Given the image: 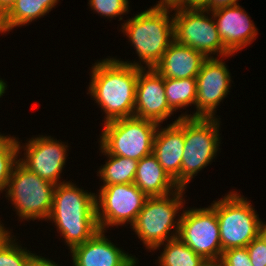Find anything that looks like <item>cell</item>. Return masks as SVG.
Returning a JSON list of instances; mask_svg holds the SVG:
<instances>
[{"mask_svg": "<svg viewBox=\"0 0 266 266\" xmlns=\"http://www.w3.org/2000/svg\"><path fill=\"white\" fill-rule=\"evenodd\" d=\"M141 62L115 58L95 63L91 70L89 94L105 112V121L134 116L136 85Z\"/></svg>", "mask_w": 266, "mask_h": 266, "instance_id": "6da1fadb", "label": "cell"}, {"mask_svg": "<svg viewBox=\"0 0 266 266\" xmlns=\"http://www.w3.org/2000/svg\"><path fill=\"white\" fill-rule=\"evenodd\" d=\"M48 220L54 221L70 250L83 244L99 230L95 193L71 182L56 185Z\"/></svg>", "mask_w": 266, "mask_h": 266, "instance_id": "7a4b0ae2", "label": "cell"}, {"mask_svg": "<svg viewBox=\"0 0 266 266\" xmlns=\"http://www.w3.org/2000/svg\"><path fill=\"white\" fill-rule=\"evenodd\" d=\"M172 9L168 4L157 5L136 14L123 23V33L128 36L145 68H154L174 41Z\"/></svg>", "mask_w": 266, "mask_h": 266, "instance_id": "3957f363", "label": "cell"}, {"mask_svg": "<svg viewBox=\"0 0 266 266\" xmlns=\"http://www.w3.org/2000/svg\"><path fill=\"white\" fill-rule=\"evenodd\" d=\"M184 190L180 188L169 195L148 197L145 200L142 210L131 226L147 249L156 250L164 245V242L178 237L180 219H174L178 210L183 207ZM174 227L175 233L170 236V230Z\"/></svg>", "mask_w": 266, "mask_h": 266, "instance_id": "277c9868", "label": "cell"}, {"mask_svg": "<svg viewBox=\"0 0 266 266\" xmlns=\"http://www.w3.org/2000/svg\"><path fill=\"white\" fill-rule=\"evenodd\" d=\"M159 124L136 116L104 122L100 147L107 154L139 161L153 153L154 137Z\"/></svg>", "mask_w": 266, "mask_h": 266, "instance_id": "5b68a950", "label": "cell"}, {"mask_svg": "<svg viewBox=\"0 0 266 266\" xmlns=\"http://www.w3.org/2000/svg\"><path fill=\"white\" fill-rule=\"evenodd\" d=\"M211 207L216 211L223 251L246 247L259 236L261 220L247 198L233 191Z\"/></svg>", "mask_w": 266, "mask_h": 266, "instance_id": "8992f818", "label": "cell"}, {"mask_svg": "<svg viewBox=\"0 0 266 266\" xmlns=\"http://www.w3.org/2000/svg\"><path fill=\"white\" fill-rule=\"evenodd\" d=\"M55 187L18 161L11 172L6 195L20 219L46 220L51 213Z\"/></svg>", "mask_w": 266, "mask_h": 266, "instance_id": "52a82bcc", "label": "cell"}, {"mask_svg": "<svg viewBox=\"0 0 266 266\" xmlns=\"http://www.w3.org/2000/svg\"><path fill=\"white\" fill-rule=\"evenodd\" d=\"M219 124L217 118L184 117L181 188L186 189L190 179L216 156L221 140Z\"/></svg>", "mask_w": 266, "mask_h": 266, "instance_id": "ba28073f", "label": "cell"}, {"mask_svg": "<svg viewBox=\"0 0 266 266\" xmlns=\"http://www.w3.org/2000/svg\"><path fill=\"white\" fill-rule=\"evenodd\" d=\"M173 16L174 40L202 53L206 58L211 54L227 57L232 55L223 45L215 19L208 17L211 13L205 9L176 10ZM219 54V55H218ZM210 55V56H209Z\"/></svg>", "mask_w": 266, "mask_h": 266, "instance_id": "9c48e42d", "label": "cell"}, {"mask_svg": "<svg viewBox=\"0 0 266 266\" xmlns=\"http://www.w3.org/2000/svg\"><path fill=\"white\" fill-rule=\"evenodd\" d=\"M99 192L96 195V220L102 231L105 227L127 222L131 226L148 198L134 183L102 186Z\"/></svg>", "mask_w": 266, "mask_h": 266, "instance_id": "30bf717a", "label": "cell"}, {"mask_svg": "<svg viewBox=\"0 0 266 266\" xmlns=\"http://www.w3.org/2000/svg\"><path fill=\"white\" fill-rule=\"evenodd\" d=\"M178 238L205 260H219L222 245L216 211L211 207L184 210Z\"/></svg>", "mask_w": 266, "mask_h": 266, "instance_id": "8fae6325", "label": "cell"}, {"mask_svg": "<svg viewBox=\"0 0 266 266\" xmlns=\"http://www.w3.org/2000/svg\"><path fill=\"white\" fill-rule=\"evenodd\" d=\"M231 74L224 62L216 58H207L196 77V112L181 117L215 118V109L227 96L231 83Z\"/></svg>", "mask_w": 266, "mask_h": 266, "instance_id": "7c38bea8", "label": "cell"}, {"mask_svg": "<svg viewBox=\"0 0 266 266\" xmlns=\"http://www.w3.org/2000/svg\"><path fill=\"white\" fill-rule=\"evenodd\" d=\"M25 146L26 159H18L24 167L54 185L65 183L58 179L67 159V145L42 135L32 138Z\"/></svg>", "mask_w": 266, "mask_h": 266, "instance_id": "4fadbf2b", "label": "cell"}, {"mask_svg": "<svg viewBox=\"0 0 266 266\" xmlns=\"http://www.w3.org/2000/svg\"><path fill=\"white\" fill-rule=\"evenodd\" d=\"M167 103L164 78L154 69L139 67L134 116L160 125L173 114Z\"/></svg>", "mask_w": 266, "mask_h": 266, "instance_id": "5bb4252c", "label": "cell"}, {"mask_svg": "<svg viewBox=\"0 0 266 266\" xmlns=\"http://www.w3.org/2000/svg\"><path fill=\"white\" fill-rule=\"evenodd\" d=\"M211 13L223 45L232 55L245 48L257 36V28L238 4L219 8Z\"/></svg>", "mask_w": 266, "mask_h": 266, "instance_id": "9a60e30c", "label": "cell"}, {"mask_svg": "<svg viewBox=\"0 0 266 266\" xmlns=\"http://www.w3.org/2000/svg\"><path fill=\"white\" fill-rule=\"evenodd\" d=\"M98 230L83 244L71 249L74 266H136L137 259L116 247Z\"/></svg>", "mask_w": 266, "mask_h": 266, "instance_id": "2e32d148", "label": "cell"}, {"mask_svg": "<svg viewBox=\"0 0 266 266\" xmlns=\"http://www.w3.org/2000/svg\"><path fill=\"white\" fill-rule=\"evenodd\" d=\"M157 128L153 154L166 173L181 188V163L184 149V117L179 116L167 128ZM160 130V131H159Z\"/></svg>", "mask_w": 266, "mask_h": 266, "instance_id": "e0dca14e", "label": "cell"}, {"mask_svg": "<svg viewBox=\"0 0 266 266\" xmlns=\"http://www.w3.org/2000/svg\"><path fill=\"white\" fill-rule=\"evenodd\" d=\"M207 58L189 46L177 43L175 40L162 55L154 69L163 78H196L203 62Z\"/></svg>", "mask_w": 266, "mask_h": 266, "instance_id": "ac0fdd59", "label": "cell"}, {"mask_svg": "<svg viewBox=\"0 0 266 266\" xmlns=\"http://www.w3.org/2000/svg\"><path fill=\"white\" fill-rule=\"evenodd\" d=\"M134 184L147 197L165 196L180 189L153 153L138 161Z\"/></svg>", "mask_w": 266, "mask_h": 266, "instance_id": "d6986e66", "label": "cell"}, {"mask_svg": "<svg viewBox=\"0 0 266 266\" xmlns=\"http://www.w3.org/2000/svg\"><path fill=\"white\" fill-rule=\"evenodd\" d=\"M59 0H16L0 18V33L24 26L51 11Z\"/></svg>", "mask_w": 266, "mask_h": 266, "instance_id": "ffe728a7", "label": "cell"}, {"mask_svg": "<svg viewBox=\"0 0 266 266\" xmlns=\"http://www.w3.org/2000/svg\"><path fill=\"white\" fill-rule=\"evenodd\" d=\"M101 151L104 155H108V161L99 170L103 186L114 184H127L134 183L138 161L130 158L121 157L118 155L107 154L102 148Z\"/></svg>", "mask_w": 266, "mask_h": 266, "instance_id": "44dd1931", "label": "cell"}, {"mask_svg": "<svg viewBox=\"0 0 266 266\" xmlns=\"http://www.w3.org/2000/svg\"><path fill=\"white\" fill-rule=\"evenodd\" d=\"M164 88L169 107L176 111L189 104H194L197 97L196 78H164Z\"/></svg>", "mask_w": 266, "mask_h": 266, "instance_id": "7402d4cb", "label": "cell"}, {"mask_svg": "<svg viewBox=\"0 0 266 266\" xmlns=\"http://www.w3.org/2000/svg\"><path fill=\"white\" fill-rule=\"evenodd\" d=\"M165 245L158 260L159 266H201L206 261L178 237L168 240Z\"/></svg>", "mask_w": 266, "mask_h": 266, "instance_id": "603a6c76", "label": "cell"}, {"mask_svg": "<svg viewBox=\"0 0 266 266\" xmlns=\"http://www.w3.org/2000/svg\"><path fill=\"white\" fill-rule=\"evenodd\" d=\"M20 142L15 137L0 134V191L7 189L13 167L18 162ZM17 157V158H16ZM16 159V160H15Z\"/></svg>", "mask_w": 266, "mask_h": 266, "instance_id": "cb8c5ba5", "label": "cell"}, {"mask_svg": "<svg viewBox=\"0 0 266 266\" xmlns=\"http://www.w3.org/2000/svg\"><path fill=\"white\" fill-rule=\"evenodd\" d=\"M11 235L0 245V266H27L33 253L14 243Z\"/></svg>", "mask_w": 266, "mask_h": 266, "instance_id": "d4e9b609", "label": "cell"}, {"mask_svg": "<svg viewBox=\"0 0 266 266\" xmlns=\"http://www.w3.org/2000/svg\"><path fill=\"white\" fill-rule=\"evenodd\" d=\"M128 2V0H89V5L101 16L113 18L120 15L122 20L121 15L129 11Z\"/></svg>", "mask_w": 266, "mask_h": 266, "instance_id": "484cf974", "label": "cell"}, {"mask_svg": "<svg viewBox=\"0 0 266 266\" xmlns=\"http://www.w3.org/2000/svg\"><path fill=\"white\" fill-rule=\"evenodd\" d=\"M223 266H253L246 247L222 251L219 259Z\"/></svg>", "mask_w": 266, "mask_h": 266, "instance_id": "4316f807", "label": "cell"}, {"mask_svg": "<svg viewBox=\"0 0 266 266\" xmlns=\"http://www.w3.org/2000/svg\"><path fill=\"white\" fill-rule=\"evenodd\" d=\"M246 248L253 266H266V243L259 236L254 238Z\"/></svg>", "mask_w": 266, "mask_h": 266, "instance_id": "83f0119b", "label": "cell"}, {"mask_svg": "<svg viewBox=\"0 0 266 266\" xmlns=\"http://www.w3.org/2000/svg\"><path fill=\"white\" fill-rule=\"evenodd\" d=\"M168 5L175 10L205 9L209 11V0H171Z\"/></svg>", "mask_w": 266, "mask_h": 266, "instance_id": "f1b7e54d", "label": "cell"}, {"mask_svg": "<svg viewBox=\"0 0 266 266\" xmlns=\"http://www.w3.org/2000/svg\"><path fill=\"white\" fill-rule=\"evenodd\" d=\"M27 266H58L54 261L45 257L33 254L27 263Z\"/></svg>", "mask_w": 266, "mask_h": 266, "instance_id": "f546056e", "label": "cell"}, {"mask_svg": "<svg viewBox=\"0 0 266 266\" xmlns=\"http://www.w3.org/2000/svg\"><path fill=\"white\" fill-rule=\"evenodd\" d=\"M238 0H209V11L222 7L237 5Z\"/></svg>", "mask_w": 266, "mask_h": 266, "instance_id": "4dcf8cb0", "label": "cell"}, {"mask_svg": "<svg viewBox=\"0 0 266 266\" xmlns=\"http://www.w3.org/2000/svg\"><path fill=\"white\" fill-rule=\"evenodd\" d=\"M16 0H0V18L10 9Z\"/></svg>", "mask_w": 266, "mask_h": 266, "instance_id": "1f68e13d", "label": "cell"}, {"mask_svg": "<svg viewBox=\"0 0 266 266\" xmlns=\"http://www.w3.org/2000/svg\"><path fill=\"white\" fill-rule=\"evenodd\" d=\"M9 235L10 231L6 230V228L0 223V245Z\"/></svg>", "mask_w": 266, "mask_h": 266, "instance_id": "d6a6232c", "label": "cell"}, {"mask_svg": "<svg viewBox=\"0 0 266 266\" xmlns=\"http://www.w3.org/2000/svg\"><path fill=\"white\" fill-rule=\"evenodd\" d=\"M259 237L266 243V223L262 221L259 227Z\"/></svg>", "mask_w": 266, "mask_h": 266, "instance_id": "836d02e7", "label": "cell"}, {"mask_svg": "<svg viewBox=\"0 0 266 266\" xmlns=\"http://www.w3.org/2000/svg\"><path fill=\"white\" fill-rule=\"evenodd\" d=\"M201 266H223L220 260H206Z\"/></svg>", "mask_w": 266, "mask_h": 266, "instance_id": "e575fe53", "label": "cell"}, {"mask_svg": "<svg viewBox=\"0 0 266 266\" xmlns=\"http://www.w3.org/2000/svg\"><path fill=\"white\" fill-rule=\"evenodd\" d=\"M1 79V78H0ZM7 84L4 82V80H0V97L5 93V90L7 89Z\"/></svg>", "mask_w": 266, "mask_h": 266, "instance_id": "d590c367", "label": "cell"}, {"mask_svg": "<svg viewBox=\"0 0 266 266\" xmlns=\"http://www.w3.org/2000/svg\"><path fill=\"white\" fill-rule=\"evenodd\" d=\"M171 0H160L158 1V3H164V4H168Z\"/></svg>", "mask_w": 266, "mask_h": 266, "instance_id": "8d00e7d4", "label": "cell"}]
</instances>
